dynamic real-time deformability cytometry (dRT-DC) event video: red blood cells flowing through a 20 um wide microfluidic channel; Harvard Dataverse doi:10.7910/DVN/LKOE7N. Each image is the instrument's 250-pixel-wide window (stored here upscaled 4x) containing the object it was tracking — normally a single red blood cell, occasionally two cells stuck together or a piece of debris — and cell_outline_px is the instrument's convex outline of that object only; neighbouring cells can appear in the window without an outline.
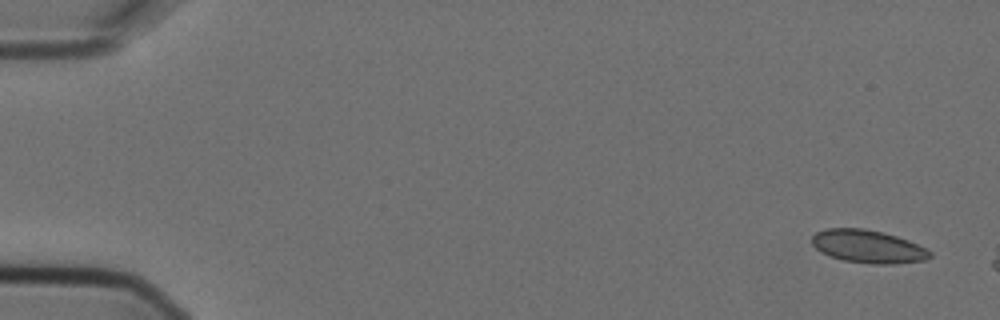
{"species": "Egyptian fruit bat (a non-hibernating species)", "species_latin": "Rousettus aegyptiacus", "temperature_condition": "cold", "stored_images_in_passage": 3, "camera_frame_rate_fps": 3000, "um_per_image_px": 0.085, "animal": {"sex": "female"}, "frame": {"image": 1, "passage_image": 1, "time_ms": 0.0, "image_size_px": [1000, 320], "cell_outline_px": [[932, 256], [924, 260], [896, 264], [872, 264], [844, 260], [828, 256], [820, 252], [812, 244], [812, 236], [816, 232], [824, 228], [864, 228], [896, 236], [908, 240], [932, 252]], "centroid_in_image_um": [73.74, 20.95], "position_along_channel_um": 11.3, "area_um2": 22.66}}